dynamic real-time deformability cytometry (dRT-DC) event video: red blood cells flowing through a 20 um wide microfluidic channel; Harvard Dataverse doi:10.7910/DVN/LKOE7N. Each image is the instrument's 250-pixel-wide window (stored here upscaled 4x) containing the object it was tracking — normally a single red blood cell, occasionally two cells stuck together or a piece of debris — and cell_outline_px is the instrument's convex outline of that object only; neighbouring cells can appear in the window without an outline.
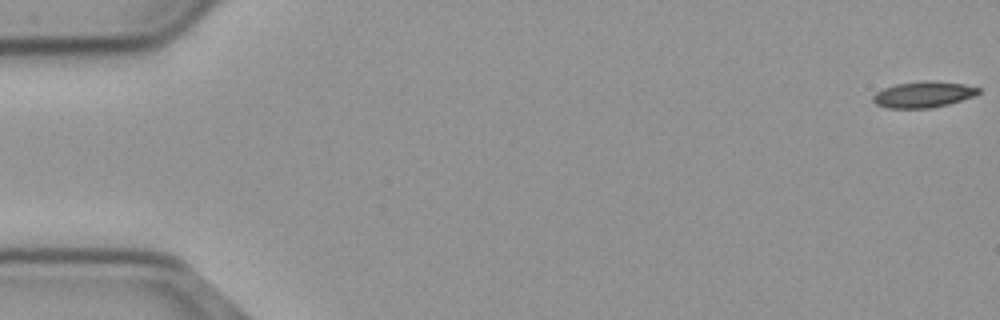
{"species": "common noctule bat (a hibernating species)", "species_latin": "Nyctalus noctula", "temperature_condition": "cold", "stored_images_in_passage": 56, "camera_frame_rate_fps": 3000, "um_per_image_px": 0.085, "animal": {"sex": "male", "body_mass_g": 23.1, "forearm_length_mm": 52.7}, "frame": {"image": 1, "passage_image": 1, "time_ms": 0.0, "image_size_px": [1000, 320], "cell_outline_px": [[980, 92], [972, 96], [948, 104], [932, 108], [888, 108], [876, 104], [872, 100], [872, 96], [876, 92], [884, 88], [896, 84], [924, 80], [928, 80], [964, 84], [980, 88]], "centroid_in_image_um": [78.45, 8.03], "position_along_channel_um": 6.5, "area_um2": 15.95}}
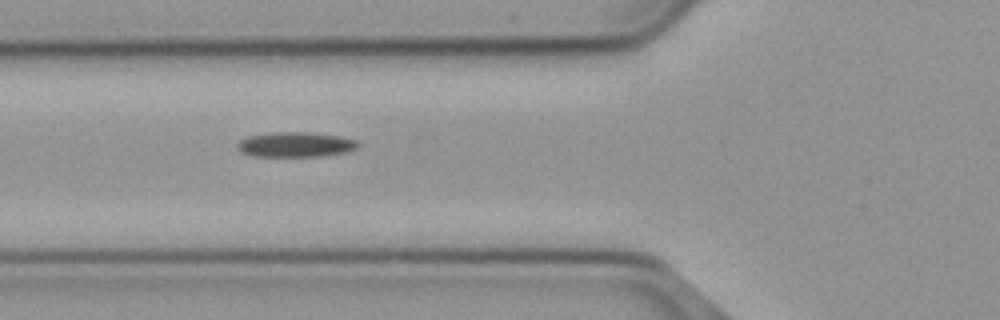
{"frame": {"image": 2, "passage_image": 21, "time_ms": 6.667, "image_size_px": [1000, 320], "cell_outline_px": [[360, 144], [356, 148], [348, 152], [324, 156], [252, 156], [240, 152], [236, 144], [240, 140], [248, 136], [272, 132], [308, 132], [340, 136], [356, 140]], "centroid_in_image_um": [25.12, 12.29], "position_along_channel_um": 100.7, "area_um2": 17.69}}
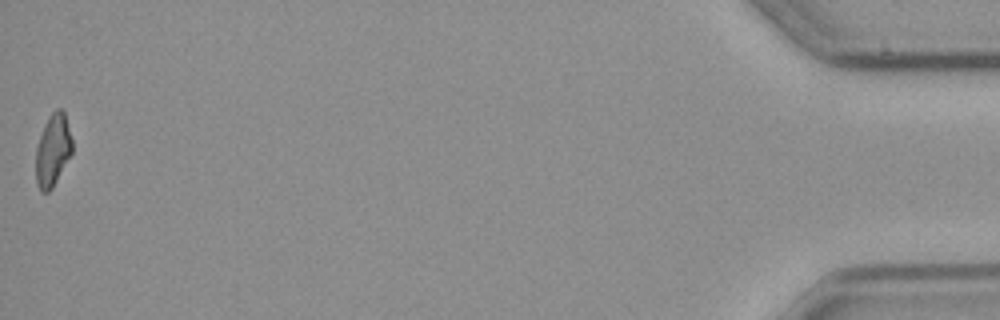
{"frame": {"image": 3, "passage_image": 56, "time_ms": 18.333, "image_size_px": [1000, 320], "cell_outline_px": [[72, 152], [52, 188], [48, 192], [40, 192], [36, 184], [36, 148], [44, 124], [48, 116], [56, 108], [60, 108], [64, 112], [72, 140]], "centroid_in_image_um": [4.47, 12.76], "position_along_channel_um": 430.7, "area_um2": 15.2}}